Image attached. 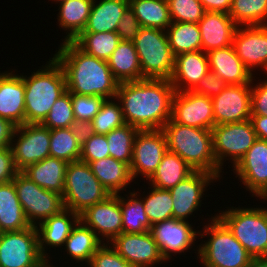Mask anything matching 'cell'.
Here are the masks:
<instances>
[{
    "label": "cell",
    "instance_id": "obj_1",
    "mask_svg": "<svg viewBox=\"0 0 267 267\" xmlns=\"http://www.w3.org/2000/svg\"><path fill=\"white\" fill-rule=\"evenodd\" d=\"M175 89L167 79L119 83L116 98L124 120L139 130H159L171 119Z\"/></svg>",
    "mask_w": 267,
    "mask_h": 267
},
{
    "label": "cell",
    "instance_id": "obj_2",
    "mask_svg": "<svg viewBox=\"0 0 267 267\" xmlns=\"http://www.w3.org/2000/svg\"><path fill=\"white\" fill-rule=\"evenodd\" d=\"M53 57L62 66L70 93L116 97L119 82L114 78L106 60L81 50L73 41L61 42Z\"/></svg>",
    "mask_w": 267,
    "mask_h": 267
},
{
    "label": "cell",
    "instance_id": "obj_3",
    "mask_svg": "<svg viewBox=\"0 0 267 267\" xmlns=\"http://www.w3.org/2000/svg\"><path fill=\"white\" fill-rule=\"evenodd\" d=\"M43 66L23 75L25 124H41L56 100L67 91L62 66L52 56Z\"/></svg>",
    "mask_w": 267,
    "mask_h": 267
},
{
    "label": "cell",
    "instance_id": "obj_4",
    "mask_svg": "<svg viewBox=\"0 0 267 267\" xmlns=\"http://www.w3.org/2000/svg\"><path fill=\"white\" fill-rule=\"evenodd\" d=\"M161 130L165 134L168 151L177 154L194 171H206L219 180L222 178L225 172L216 163L212 130L182 125L171 119Z\"/></svg>",
    "mask_w": 267,
    "mask_h": 267
},
{
    "label": "cell",
    "instance_id": "obj_5",
    "mask_svg": "<svg viewBox=\"0 0 267 267\" xmlns=\"http://www.w3.org/2000/svg\"><path fill=\"white\" fill-rule=\"evenodd\" d=\"M208 216L207 223L204 222L201 230L199 229V241L202 242L198 244L197 260L199 259L201 266L248 267L252 256L216 215ZM205 237L207 238L203 241Z\"/></svg>",
    "mask_w": 267,
    "mask_h": 267
},
{
    "label": "cell",
    "instance_id": "obj_6",
    "mask_svg": "<svg viewBox=\"0 0 267 267\" xmlns=\"http://www.w3.org/2000/svg\"><path fill=\"white\" fill-rule=\"evenodd\" d=\"M226 208L215 215L252 257H267V206Z\"/></svg>",
    "mask_w": 267,
    "mask_h": 267
},
{
    "label": "cell",
    "instance_id": "obj_7",
    "mask_svg": "<svg viewBox=\"0 0 267 267\" xmlns=\"http://www.w3.org/2000/svg\"><path fill=\"white\" fill-rule=\"evenodd\" d=\"M144 79L170 80L175 57L165 30L142 27L133 41Z\"/></svg>",
    "mask_w": 267,
    "mask_h": 267
},
{
    "label": "cell",
    "instance_id": "obj_8",
    "mask_svg": "<svg viewBox=\"0 0 267 267\" xmlns=\"http://www.w3.org/2000/svg\"><path fill=\"white\" fill-rule=\"evenodd\" d=\"M111 195L92 173L88 163L69 162L66 169L63 202L66 209L81 214Z\"/></svg>",
    "mask_w": 267,
    "mask_h": 267
},
{
    "label": "cell",
    "instance_id": "obj_9",
    "mask_svg": "<svg viewBox=\"0 0 267 267\" xmlns=\"http://www.w3.org/2000/svg\"><path fill=\"white\" fill-rule=\"evenodd\" d=\"M213 152L217 165L233 168L257 139L251 120L215 125L212 128ZM228 161V162H226Z\"/></svg>",
    "mask_w": 267,
    "mask_h": 267
},
{
    "label": "cell",
    "instance_id": "obj_10",
    "mask_svg": "<svg viewBox=\"0 0 267 267\" xmlns=\"http://www.w3.org/2000/svg\"><path fill=\"white\" fill-rule=\"evenodd\" d=\"M19 202L31 226H37L65 209L62 195L46 190L31 181L21 171L13 178Z\"/></svg>",
    "mask_w": 267,
    "mask_h": 267
},
{
    "label": "cell",
    "instance_id": "obj_11",
    "mask_svg": "<svg viewBox=\"0 0 267 267\" xmlns=\"http://www.w3.org/2000/svg\"><path fill=\"white\" fill-rule=\"evenodd\" d=\"M46 262L39 251L36 226L1 233L0 267H42Z\"/></svg>",
    "mask_w": 267,
    "mask_h": 267
},
{
    "label": "cell",
    "instance_id": "obj_12",
    "mask_svg": "<svg viewBox=\"0 0 267 267\" xmlns=\"http://www.w3.org/2000/svg\"><path fill=\"white\" fill-rule=\"evenodd\" d=\"M192 224L189 221L171 218L152 226L151 233L167 263L174 261L173 256L177 258V254L182 255L184 253L186 255V252L191 254L190 250L193 247L192 251L197 253L196 257L198 258L199 246L196 244L197 248L195 247V241L199 238V230H196Z\"/></svg>",
    "mask_w": 267,
    "mask_h": 267
},
{
    "label": "cell",
    "instance_id": "obj_13",
    "mask_svg": "<svg viewBox=\"0 0 267 267\" xmlns=\"http://www.w3.org/2000/svg\"><path fill=\"white\" fill-rule=\"evenodd\" d=\"M221 182L214 174L206 171H194L185 180L170 189L173 203V219L190 221V217L201 211L208 190L216 182ZM213 183V184H212ZM209 187V189H207ZM207 191V192H206ZM205 193V194H204ZM200 207V208H199ZM194 213V214H193ZM193 215V216H192ZM189 219V220H188Z\"/></svg>",
    "mask_w": 267,
    "mask_h": 267
},
{
    "label": "cell",
    "instance_id": "obj_14",
    "mask_svg": "<svg viewBox=\"0 0 267 267\" xmlns=\"http://www.w3.org/2000/svg\"><path fill=\"white\" fill-rule=\"evenodd\" d=\"M11 150L18 171L50 156V130L42 124L17 126Z\"/></svg>",
    "mask_w": 267,
    "mask_h": 267
},
{
    "label": "cell",
    "instance_id": "obj_15",
    "mask_svg": "<svg viewBox=\"0 0 267 267\" xmlns=\"http://www.w3.org/2000/svg\"><path fill=\"white\" fill-rule=\"evenodd\" d=\"M167 151L166 137L161 129L139 130L134 139L130 164L133 180L141 176L147 182Z\"/></svg>",
    "mask_w": 267,
    "mask_h": 267
},
{
    "label": "cell",
    "instance_id": "obj_16",
    "mask_svg": "<svg viewBox=\"0 0 267 267\" xmlns=\"http://www.w3.org/2000/svg\"><path fill=\"white\" fill-rule=\"evenodd\" d=\"M110 245L133 267H156L167 263L151 231L140 234L121 233Z\"/></svg>",
    "mask_w": 267,
    "mask_h": 267
},
{
    "label": "cell",
    "instance_id": "obj_17",
    "mask_svg": "<svg viewBox=\"0 0 267 267\" xmlns=\"http://www.w3.org/2000/svg\"><path fill=\"white\" fill-rule=\"evenodd\" d=\"M171 120L186 126L212 130L214 127L212 98L192 91H175Z\"/></svg>",
    "mask_w": 267,
    "mask_h": 267
},
{
    "label": "cell",
    "instance_id": "obj_18",
    "mask_svg": "<svg viewBox=\"0 0 267 267\" xmlns=\"http://www.w3.org/2000/svg\"><path fill=\"white\" fill-rule=\"evenodd\" d=\"M80 220L92 229L103 243H110L122 233L120 193L111 194L80 214Z\"/></svg>",
    "mask_w": 267,
    "mask_h": 267
},
{
    "label": "cell",
    "instance_id": "obj_19",
    "mask_svg": "<svg viewBox=\"0 0 267 267\" xmlns=\"http://www.w3.org/2000/svg\"><path fill=\"white\" fill-rule=\"evenodd\" d=\"M245 67L257 75L267 69V25L238 26L232 43ZM256 72V74H254Z\"/></svg>",
    "mask_w": 267,
    "mask_h": 267
},
{
    "label": "cell",
    "instance_id": "obj_20",
    "mask_svg": "<svg viewBox=\"0 0 267 267\" xmlns=\"http://www.w3.org/2000/svg\"><path fill=\"white\" fill-rule=\"evenodd\" d=\"M214 126L251 118V84L227 85L212 98Z\"/></svg>",
    "mask_w": 267,
    "mask_h": 267
},
{
    "label": "cell",
    "instance_id": "obj_21",
    "mask_svg": "<svg viewBox=\"0 0 267 267\" xmlns=\"http://www.w3.org/2000/svg\"><path fill=\"white\" fill-rule=\"evenodd\" d=\"M231 171L251 198L258 197L267 188V141L257 138Z\"/></svg>",
    "mask_w": 267,
    "mask_h": 267
},
{
    "label": "cell",
    "instance_id": "obj_22",
    "mask_svg": "<svg viewBox=\"0 0 267 267\" xmlns=\"http://www.w3.org/2000/svg\"><path fill=\"white\" fill-rule=\"evenodd\" d=\"M79 220V214L65 208L59 214L52 215L36 226L39 251L47 261L53 259L50 256L51 253H49L51 250L55 249V251H59V248L61 249L64 246L66 239ZM48 249L50 250L48 251Z\"/></svg>",
    "mask_w": 267,
    "mask_h": 267
},
{
    "label": "cell",
    "instance_id": "obj_23",
    "mask_svg": "<svg viewBox=\"0 0 267 267\" xmlns=\"http://www.w3.org/2000/svg\"><path fill=\"white\" fill-rule=\"evenodd\" d=\"M16 71H0V117L20 126L25 124V84Z\"/></svg>",
    "mask_w": 267,
    "mask_h": 267
},
{
    "label": "cell",
    "instance_id": "obj_24",
    "mask_svg": "<svg viewBox=\"0 0 267 267\" xmlns=\"http://www.w3.org/2000/svg\"><path fill=\"white\" fill-rule=\"evenodd\" d=\"M198 26L205 53L231 46L238 27L228 13L213 11H206Z\"/></svg>",
    "mask_w": 267,
    "mask_h": 267
},
{
    "label": "cell",
    "instance_id": "obj_25",
    "mask_svg": "<svg viewBox=\"0 0 267 267\" xmlns=\"http://www.w3.org/2000/svg\"><path fill=\"white\" fill-rule=\"evenodd\" d=\"M209 72L207 53L202 50L175 56L174 70L170 78L175 91H191Z\"/></svg>",
    "mask_w": 267,
    "mask_h": 267
},
{
    "label": "cell",
    "instance_id": "obj_26",
    "mask_svg": "<svg viewBox=\"0 0 267 267\" xmlns=\"http://www.w3.org/2000/svg\"><path fill=\"white\" fill-rule=\"evenodd\" d=\"M209 70L228 85L251 84L253 75L237 56L233 45L207 53Z\"/></svg>",
    "mask_w": 267,
    "mask_h": 267
},
{
    "label": "cell",
    "instance_id": "obj_27",
    "mask_svg": "<svg viewBox=\"0 0 267 267\" xmlns=\"http://www.w3.org/2000/svg\"><path fill=\"white\" fill-rule=\"evenodd\" d=\"M92 173L110 194L127 193L134 182L130 166L113 157H107L89 163Z\"/></svg>",
    "mask_w": 267,
    "mask_h": 267
},
{
    "label": "cell",
    "instance_id": "obj_28",
    "mask_svg": "<svg viewBox=\"0 0 267 267\" xmlns=\"http://www.w3.org/2000/svg\"><path fill=\"white\" fill-rule=\"evenodd\" d=\"M68 162L48 156L42 161L28 165L21 172L38 186L63 194Z\"/></svg>",
    "mask_w": 267,
    "mask_h": 267
},
{
    "label": "cell",
    "instance_id": "obj_29",
    "mask_svg": "<svg viewBox=\"0 0 267 267\" xmlns=\"http://www.w3.org/2000/svg\"><path fill=\"white\" fill-rule=\"evenodd\" d=\"M93 0H65L58 3L57 21L64 33V41H73L86 27Z\"/></svg>",
    "mask_w": 267,
    "mask_h": 267
},
{
    "label": "cell",
    "instance_id": "obj_30",
    "mask_svg": "<svg viewBox=\"0 0 267 267\" xmlns=\"http://www.w3.org/2000/svg\"><path fill=\"white\" fill-rule=\"evenodd\" d=\"M103 242L96 236L95 232L79 220L73 227L71 234L66 239L63 249L67 252L71 262L85 266L89 263L91 256ZM85 264V265H84Z\"/></svg>",
    "mask_w": 267,
    "mask_h": 267
},
{
    "label": "cell",
    "instance_id": "obj_31",
    "mask_svg": "<svg viewBox=\"0 0 267 267\" xmlns=\"http://www.w3.org/2000/svg\"><path fill=\"white\" fill-rule=\"evenodd\" d=\"M129 0H93L87 25L82 32H116Z\"/></svg>",
    "mask_w": 267,
    "mask_h": 267
},
{
    "label": "cell",
    "instance_id": "obj_32",
    "mask_svg": "<svg viewBox=\"0 0 267 267\" xmlns=\"http://www.w3.org/2000/svg\"><path fill=\"white\" fill-rule=\"evenodd\" d=\"M30 226L13 181L0 184V230L20 231Z\"/></svg>",
    "mask_w": 267,
    "mask_h": 267
},
{
    "label": "cell",
    "instance_id": "obj_33",
    "mask_svg": "<svg viewBox=\"0 0 267 267\" xmlns=\"http://www.w3.org/2000/svg\"><path fill=\"white\" fill-rule=\"evenodd\" d=\"M107 62L119 83L144 79L133 42L121 41Z\"/></svg>",
    "mask_w": 267,
    "mask_h": 267
},
{
    "label": "cell",
    "instance_id": "obj_34",
    "mask_svg": "<svg viewBox=\"0 0 267 267\" xmlns=\"http://www.w3.org/2000/svg\"><path fill=\"white\" fill-rule=\"evenodd\" d=\"M193 172L194 170L182 158L167 151L156 171L146 183L153 187L170 190Z\"/></svg>",
    "mask_w": 267,
    "mask_h": 267
},
{
    "label": "cell",
    "instance_id": "obj_35",
    "mask_svg": "<svg viewBox=\"0 0 267 267\" xmlns=\"http://www.w3.org/2000/svg\"><path fill=\"white\" fill-rule=\"evenodd\" d=\"M130 192V193H129ZM125 196V197H124ZM122 233L140 234L151 231L152 225L144 211L142 199L133 191L120 193Z\"/></svg>",
    "mask_w": 267,
    "mask_h": 267
},
{
    "label": "cell",
    "instance_id": "obj_36",
    "mask_svg": "<svg viewBox=\"0 0 267 267\" xmlns=\"http://www.w3.org/2000/svg\"><path fill=\"white\" fill-rule=\"evenodd\" d=\"M141 27L165 30L172 23L167 0H129Z\"/></svg>",
    "mask_w": 267,
    "mask_h": 267
},
{
    "label": "cell",
    "instance_id": "obj_37",
    "mask_svg": "<svg viewBox=\"0 0 267 267\" xmlns=\"http://www.w3.org/2000/svg\"><path fill=\"white\" fill-rule=\"evenodd\" d=\"M169 46L175 56L202 50L198 23L172 22L166 29Z\"/></svg>",
    "mask_w": 267,
    "mask_h": 267
},
{
    "label": "cell",
    "instance_id": "obj_38",
    "mask_svg": "<svg viewBox=\"0 0 267 267\" xmlns=\"http://www.w3.org/2000/svg\"><path fill=\"white\" fill-rule=\"evenodd\" d=\"M142 194L133 190L143 201L144 211L153 226L156 223L173 218V203L170 190L148 185ZM151 189V190H149ZM147 192V194H146Z\"/></svg>",
    "mask_w": 267,
    "mask_h": 267
},
{
    "label": "cell",
    "instance_id": "obj_39",
    "mask_svg": "<svg viewBox=\"0 0 267 267\" xmlns=\"http://www.w3.org/2000/svg\"><path fill=\"white\" fill-rule=\"evenodd\" d=\"M73 42L87 54L107 61L121 39L116 32H81Z\"/></svg>",
    "mask_w": 267,
    "mask_h": 267
},
{
    "label": "cell",
    "instance_id": "obj_40",
    "mask_svg": "<svg viewBox=\"0 0 267 267\" xmlns=\"http://www.w3.org/2000/svg\"><path fill=\"white\" fill-rule=\"evenodd\" d=\"M228 14L238 26L267 25V0H232Z\"/></svg>",
    "mask_w": 267,
    "mask_h": 267
},
{
    "label": "cell",
    "instance_id": "obj_41",
    "mask_svg": "<svg viewBox=\"0 0 267 267\" xmlns=\"http://www.w3.org/2000/svg\"><path fill=\"white\" fill-rule=\"evenodd\" d=\"M138 131V128L126 123L106 134L109 156L130 166L134 139Z\"/></svg>",
    "mask_w": 267,
    "mask_h": 267
},
{
    "label": "cell",
    "instance_id": "obj_42",
    "mask_svg": "<svg viewBox=\"0 0 267 267\" xmlns=\"http://www.w3.org/2000/svg\"><path fill=\"white\" fill-rule=\"evenodd\" d=\"M81 145L71 128L50 130V156L69 162L80 159Z\"/></svg>",
    "mask_w": 267,
    "mask_h": 267
},
{
    "label": "cell",
    "instance_id": "obj_43",
    "mask_svg": "<svg viewBox=\"0 0 267 267\" xmlns=\"http://www.w3.org/2000/svg\"><path fill=\"white\" fill-rule=\"evenodd\" d=\"M95 134L106 135L115 128L126 124L119 100L114 97L105 99L99 112L92 120Z\"/></svg>",
    "mask_w": 267,
    "mask_h": 267
},
{
    "label": "cell",
    "instance_id": "obj_44",
    "mask_svg": "<svg viewBox=\"0 0 267 267\" xmlns=\"http://www.w3.org/2000/svg\"><path fill=\"white\" fill-rule=\"evenodd\" d=\"M75 121L70 92L67 90L61 95L41 123L49 130L70 128Z\"/></svg>",
    "mask_w": 267,
    "mask_h": 267
},
{
    "label": "cell",
    "instance_id": "obj_45",
    "mask_svg": "<svg viewBox=\"0 0 267 267\" xmlns=\"http://www.w3.org/2000/svg\"><path fill=\"white\" fill-rule=\"evenodd\" d=\"M172 22L198 23L206 13L199 0H167Z\"/></svg>",
    "mask_w": 267,
    "mask_h": 267
},
{
    "label": "cell",
    "instance_id": "obj_46",
    "mask_svg": "<svg viewBox=\"0 0 267 267\" xmlns=\"http://www.w3.org/2000/svg\"><path fill=\"white\" fill-rule=\"evenodd\" d=\"M75 120L92 121L105 100L101 96L70 93Z\"/></svg>",
    "mask_w": 267,
    "mask_h": 267
},
{
    "label": "cell",
    "instance_id": "obj_47",
    "mask_svg": "<svg viewBox=\"0 0 267 267\" xmlns=\"http://www.w3.org/2000/svg\"><path fill=\"white\" fill-rule=\"evenodd\" d=\"M88 267H133L129 264L110 243H103L91 256Z\"/></svg>",
    "mask_w": 267,
    "mask_h": 267
},
{
    "label": "cell",
    "instance_id": "obj_48",
    "mask_svg": "<svg viewBox=\"0 0 267 267\" xmlns=\"http://www.w3.org/2000/svg\"><path fill=\"white\" fill-rule=\"evenodd\" d=\"M105 135L94 134L81 146L80 159L83 162L90 163L109 156V147Z\"/></svg>",
    "mask_w": 267,
    "mask_h": 267
},
{
    "label": "cell",
    "instance_id": "obj_49",
    "mask_svg": "<svg viewBox=\"0 0 267 267\" xmlns=\"http://www.w3.org/2000/svg\"><path fill=\"white\" fill-rule=\"evenodd\" d=\"M255 77L251 81V116H267V79Z\"/></svg>",
    "mask_w": 267,
    "mask_h": 267
},
{
    "label": "cell",
    "instance_id": "obj_50",
    "mask_svg": "<svg viewBox=\"0 0 267 267\" xmlns=\"http://www.w3.org/2000/svg\"><path fill=\"white\" fill-rule=\"evenodd\" d=\"M141 28L133 9L129 5L118 22L116 33L121 41L133 42Z\"/></svg>",
    "mask_w": 267,
    "mask_h": 267
},
{
    "label": "cell",
    "instance_id": "obj_51",
    "mask_svg": "<svg viewBox=\"0 0 267 267\" xmlns=\"http://www.w3.org/2000/svg\"><path fill=\"white\" fill-rule=\"evenodd\" d=\"M228 84L212 71L209 72L191 90L202 96L213 98L218 95Z\"/></svg>",
    "mask_w": 267,
    "mask_h": 267
},
{
    "label": "cell",
    "instance_id": "obj_52",
    "mask_svg": "<svg viewBox=\"0 0 267 267\" xmlns=\"http://www.w3.org/2000/svg\"><path fill=\"white\" fill-rule=\"evenodd\" d=\"M18 172L11 147L0 149V184L12 181Z\"/></svg>",
    "mask_w": 267,
    "mask_h": 267
},
{
    "label": "cell",
    "instance_id": "obj_53",
    "mask_svg": "<svg viewBox=\"0 0 267 267\" xmlns=\"http://www.w3.org/2000/svg\"><path fill=\"white\" fill-rule=\"evenodd\" d=\"M70 128L81 146L95 134L92 121L75 120Z\"/></svg>",
    "mask_w": 267,
    "mask_h": 267
},
{
    "label": "cell",
    "instance_id": "obj_54",
    "mask_svg": "<svg viewBox=\"0 0 267 267\" xmlns=\"http://www.w3.org/2000/svg\"><path fill=\"white\" fill-rule=\"evenodd\" d=\"M16 128L12 121L0 117V149L11 147Z\"/></svg>",
    "mask_w": 267,
    "mask_h": 267
},
{
    "label": "cell",
    "instance_id": "obj_55",
    "mask_svg": "<svg viewBox=\"0 0 267 267\" xmlns=\"http://www.w3.org/2000/svg\"><path fill=\"white\" fill-rule=\"evenodd\" d=\"M206 11L229 13L232 0H199Z\"/></svg>",
    "mask_w": 267,
    "mask_h": 267
},
{
    "label": "cell",
    "instance_id": "obj_56",
    "mask_svg": "<svg viewBox=\"0 0 267 267\" xmlns=\"http://www.w3.org/2000/svg\"><path fill=\"white\" fill-rule=\"evenodd\" d=\"M250 120L257 138L267 141V116H251Z\"/></svg>",
    "mask_w": 267,
    "mask_h": 267
},
{
    "label": "cell",
    "instance_id": "obj_57",
    "mask_svg": "<svg viewBox=\"0 0 267 267\" xmlns=\"http://www.w3.org/2000/svg\"><path fill=\"white\" fill-rule=\"evenodd\" d=\"M248 267H267V257H252Z\"/></svg>",
    "mask_w": 267,
    "mask_h": 267
},
{
    "label": "cell",
    "instance_id": "obj_58",
    "mask_svg": "<svg viewBox=\"0 0 267 267\" xmlns=\"http://www.w3.org/2000/svg\"><path fill=\"white\" fill-rule=\"evenodd\" d=\"M259 199H261L262 203L267 201V188L257 197Z\"/></svg>",
    "mask_w": 267,
    "mask_h": 267
},
{
    "label": "cell",
    "instance_id": "obj_59",
    "mask_svg": "<svg viewBox=\"0 0 267 267\" xmlns=\"http://www.w3.org/2000/svg\"><path fill=\"white\" fill-rule=\"evenodd\" d=\"M52 261V262H51ZM53 261L56 262V260H50V261H47L42 267H56L55 265H53Z\"/></svg>",
    "mask_w": 267,
    "mask_h": 267
},
{
    "label": "cell",
    "instance_id": "obj_60",
    "mask_svg": "<svg viewBox=\"0 0 267 267\" xmlns=\"http://www.w3.org/2000/svg\"><path fill=\"white\" fill-rule=\"evenodd\" d=\"M49 1H52V2L54 1L56 4H58V3L65 1V0H49Z\"/></svg>",
    "mask_w": 267,
    "mask_h": 267
},
{
    "label": "cell",
    "instance_id": "obj_61",
    "mask_svg": "<svg viewBox=\"0 0 267 267\" xmlns=\"http://www.w3.org/2000/svg\"><path fill=\"white\" fill-rule=\"evenodd\" d=\"M262 74L267 75V69H266V71H265L264 73H262ZM263 78L267 79V76H266V77L264 76Z\"/></svg>",
    "mask_w": 267,
    "mask_h": 267
}]
</instances>
